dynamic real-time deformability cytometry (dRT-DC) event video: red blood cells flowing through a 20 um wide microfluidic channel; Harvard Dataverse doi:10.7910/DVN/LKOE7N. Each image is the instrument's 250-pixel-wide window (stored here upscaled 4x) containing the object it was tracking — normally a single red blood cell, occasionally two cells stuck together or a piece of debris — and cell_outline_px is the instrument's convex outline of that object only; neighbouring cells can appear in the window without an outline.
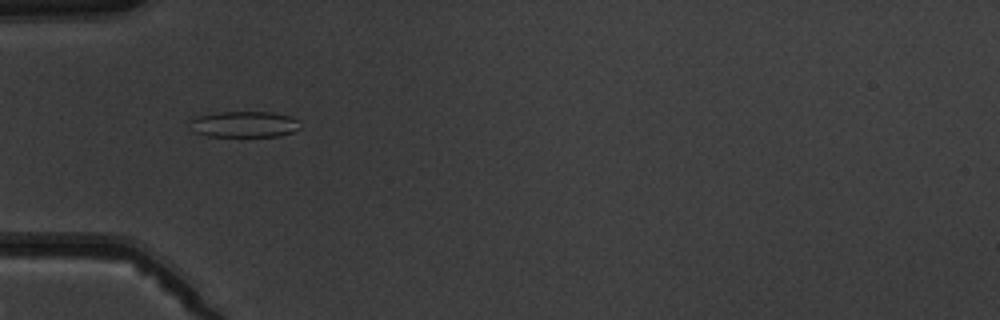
{"species": "common noctule bat (a hibernating species)", "species_latin": "Nyctalus noctula", "temperature_condition": "warm", "stored_images_in_passage": 9, "camera_frame_rate_fps": 3000, "um_per_image_px": 0.085, "animal": {"sex": "male", "body_mass_g": 19.5, "forearm_length_mm": 54.6}, "frame": {"image": 1, "passage_image": 4, "time_ms": 4.0, "image_size_px": [1000, 320], "cell_outline_px": [[300, 128], [292, 132], [280, 136], [208, 136], [196, 132], [192, 120], [200, 116], [220, 112], [272, 112], [288, 116], [300, 120]], "centroid_in_image_um": [20.88, 10.56], "position_along_channel_um": 64.1, "area_um2": 16.36}}
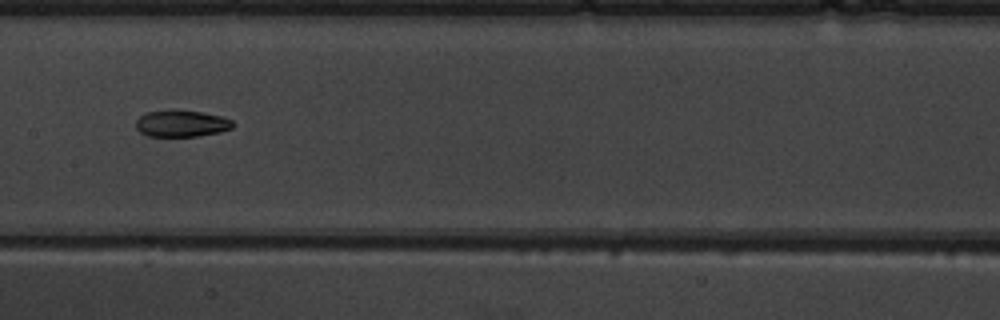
{"frame": {"image": 2, "passage_image": 7, "time_ms": 7.333, "image_size_px": [1000, 320], "cell_outline_px": [[236, 124], [232, 128], [220, 132], [196, 136], [148, 136], [140, 132], [136, 128], [136, 120], [140, 116], [148, 112], [200, 112], [220, 116], [232, 120]], "centroid_in_image_um": [15.46, 10.54], "position_along_channel_um": 191.9, "area_um2": 14.51}}
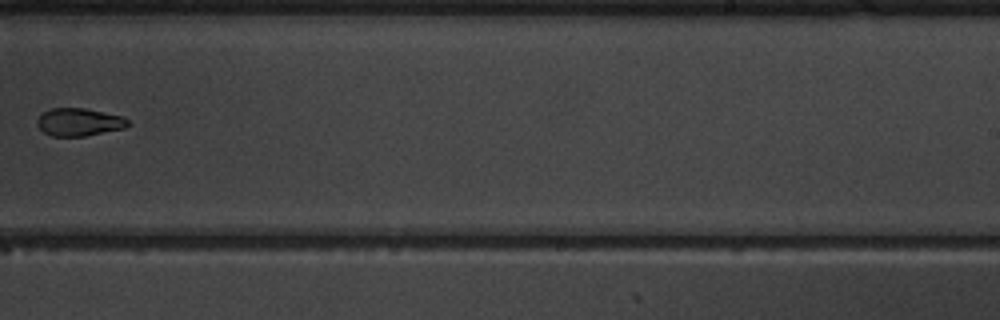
{"frame": {"image": 3, "passage_image": 9, "time_ms": 9.667, "image_size_px": [1000, 320], "cell_outline_px": [[128, 124], [124, 128], [84, 136], [52, 136], [44, 132], [36, 124], [36, 120], [44, 112], [52, 108], [84, 108], [124, 116], [128, 120]], "centroid_in_image_um": [6.71, 10.37], "position_along_channel_um": 282.3, "area_um2": 14.57}}